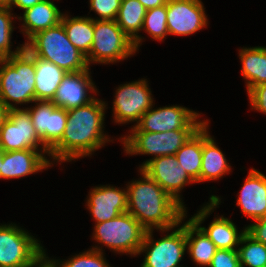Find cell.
Returning a JSON list of instances; mask_svg holds the SVG:
<instances>
[{
  "mask_svg": "<svg viewBox=\"0 0 266 267\" xmlns=\"http://www.w3.org/2000/svg\"><path fill=\"white\" fill-rule=\"evenodd\" d=\"M106 104L94 99L89 104L67 110V124L62 138L49 150L57 161H71L88 156L109 138L102 132Z\"/></svg>",
  "mask_w": 266,
  "mask_h": 267,
  "instance_id": "1",
  "label": "cell"
},
{
  "mask_svg": "<svg viewBox=\"0 0 266 267\" xmlns=\"http://www.w3.org/2000/svg\"><path fill=\"white\" fill-rule=\"evenodd\" d=\"M140 172L143 179L127 185V212L146 230L155 228L164 232L177 227L186 216L185 208L144 171Z\"/></svg>",
  "mask_w": 266,
  "mask_h": 267,
  "instance_id": "2",
  "label": "cell"
},
{
  "mask_svg": "<svg viewBox=\"0 0 266 267\" xmlns=\"http://www.w3.org/2000/svg\"><path fill=\"white\" fill-rule=\"evenodd\" d=\"M43 60L49 61L67 73H74L89 68L86 56L69 41L60 22L54 27L35 34Z\"/></svg>",
  "mask_w": 266,
  "mask_h": 267,
  "instance_id": "3",
  "label": "cell"
},
{
  "mask_svg": "<svg viewBox=\"0 0 266 267\" xmlns=\"http://www.w3.org/2000/svg\"><path fill=\"white\" fill-rule=\"evenodd\" d=\"M94 239L119 253L139 254L146 229L125 212L109 221L97 223Z\"/></svg>",
  "mask_w": 266,
  "mask_h": 267,
  "instance_id": "4",
  "label": "cell"
},
{
  "mask_svg": "<svg viewBox=\"0 0 266 267\" xmlns=\"http://www.w3.org/2000/svg\"><path fill=\"white\" fill-rule=\"evenodd\" d=\"M135 52L133 41L115 20L94 19V39L90 53L86 56L88 66L90 62L114 63Z\"/></svg>",
  "mask_w": 266,
  "mask_h": 267,
  "instance_id": "5",
  "label": "cell"
},
{
  "mask_svg": "<svg viewBox=\"0 0 266 267\" xmlns=\"http://www.w3.org/2000/svg\"><path fill=\"white\" fill-rule=\"evenodd\" d=\"M0 100L9 108L15 104L35 102V66L12 57L0 59Z\"/></svg>",
  "mask_w": 266,
  "mask_h": 267,
  "instance_id": "6",
  "label": "cell"
},
{
  "mask_svg": "<svg viewBox=\"0 0 266 267\" xmlns=\"http://www.w3.org/2000/svg\"><path fill=\"white\" fill-rule=\"evenodd\" d=\"M40 243L16 225L0 226V267H34L44 255Z\"/></svg>",
  "mask_w": 266,
  "mask_h": 267,
  "instance_id": "7",
  "label": "cell"
},
{
  "mask_svg": "<svg viewBox=\"0 0 266 267\" xmlns=\"http://www.w3.org/2000/svg\"><path fill=\"white\" fill-rule=\"evenodd\" d=\"M198 129H177L167 132L132 131L122 139L127 154L175 155Z\"/></svg>",
  "mask_w": 266,
  "mask_h": 267,
  "instance_id": "8",
  "label": "cell"
},
{
  "mask_svg": "<svg viewBox=\"0 0 266 267\" xmlns=\"http://www.w3.org/2000/svg\"><path fill=\"white\" fill-rule=\"evenodd\" d=\"M153 230H147L139 254L146 252L141 267H181L179 262L186 251L185 224L165 237L154 241Z\"/></svg>",
  "mask_w": 266,
  "mask_h": 267,
  "instance_id": "9",
  "label": "cell"
},
{
  "mask_svg": "<svg viewBox=\"0 0 266 267\" xmlns=\"http://www.w3.org/2000/svg\"><path fill=\"white\" fill-rule=\"evenodd\" d=\"M39 144L43 146L42 152L49 154L35 131L28 108L10 109L8 119L0 129V145L4 151L38 149Z\"/></svg>",
  "mask_w": 266,
  "mask_h": 267,
  "instance_id": "10",
  "label": "cell"
},
{
  "mask_svg": "<svg viewBox=\"0 0 266 267\" xmlns=\"http://www.w3.org/2000/svg\"><path fill=\"white\" fill-rule=\"evenodd\" d=\"M199 114L181 106H169L146 111L132 131L167 132L177 129H199L205 122Z\"/></svg>",
  "mask_w": 266,
  "mask_h": 267,
  "instance_id": "11",
  "label": "cell"
},
{
  "mask_svg": "<svg viewBox=\"0 0 266 267\" xmlns=\"http://www.w3.org/2000/svg\"><path fill=\"white\" fill-rule=\"evenodd\" d=\"M113 102L114 118L117 123L140 121L142 115L152 108L153 99L146 79L119 86Z\"/></svg>",
  "mask_w": 266,
  "mask_h": 267,
  "instance_id": "12",
  "label": "cell"
},
{
  "mask_svg": "<svg viewBox=\"0 0 266 267\" xmlns=\"http://www.w3.org/2000/svg\"><path fill=\"white\" fill-rule=\"evenodd\" d=\"M140 169L184 208L179 192L185 184L194 181L178 164L175 155L154 157L143 163Z\"/></svg>",
  "mask_w": 266,
  "mask_h": 267,
  "instance_id": "13",
  "label": "cell"
},
{
  "mask_svg": "<svg viewBox=\"0 0 266 267\" xmlns=\"http://www.w3.org/2000/svg\"><path fill=\"white\" fill-rule=\"evenodd\" d=\"M166 6L169 34L189 35L207 26L201 0H168Z\"/></svg>",
  "mask_w": 266,
  "mask_h": 267,
  "instance_id": "14",
  "label": "cell"
},
{
  "mask_svg": "<svg viewBox=\"0 0 266 267\" xmlns=\"http://www.w3.org/2000/svg\"><path fill=\"white\" fill-rule=\"evenodd\" d=\"M219 197L212 195L210 203L203 207L191 220L204 232V234L211 240L217 249H235L240 245L241 237L246 229L238 234L235 224L228 218L218 217L212 221L209 227H201L200 224L205 220L206 216L210 214L213 208L219 205ZM236 246V247H235Z\"/></svg>",
  "mask_w": 266,
  "mask_h": 267,
  "instance_id": "15",
  "label": "cell"
},
{
  "mask_svg": "<svg viewBox=\"0 0 266 267\" xmlns=\"http://www.w3.org/2000/svg\"><path fill=\"white\" fill-rule=\"evenodd\" d=\"M87 90L93 92L97 90L90 78L89 68L80 72L67 73L51 101L57 107L66 110L85 106L95 99L94 97H87Z\"/></svg>",
  "mask_w": 266,
  "mask_h": 267,
  "instance_id": "16",
  "label": "cell"
},
{
  "mask_svg": "<svg viewBox=\"0 0 266 267\" xmlns=\"http://www.w3.org/2000/svg\"><path fill=\"white\" fill-rule=\"evenodd\" d=\"M87 201L92 217L101 223L109 221L122 213L127 212V190H119L110 186L93 188Z\"/></svg>",
  "mask_w": 266,
  "mask_h": 267,
  "instance_id": "17",
  "label": "cell"
},
{
  "mask_svg": "<svg viewBox=\"0 0 266 267\" xmlns=\"http://www.w3.org/2000/svg\"><path fill=\"white\" fill-rule=\"evenodd\" d=\"M51 166L38 149L8 151L4 153L0 178L24 177Z\"/></svg>",
  "mask_w": 266,
  "mask_h": 267,
  "instance_id": "18",
  "label": "cell"
},
{
  "mask_svg": "<svg viewBox=\"0 0 266 267\" xmlns=\"http://www.w3.org/2000/svg\"><path fill=\"white\" fill-rule=\"evenodd\" d=\"M242 212L254 221L266 216V176L251 169L237 199Z\"/></svg>",
  "mask_w": 266,
  "mask_h": 267,
  "instance_id": "19",
  "label": "cell"
},
{
  "mask_svg": "<svg viewBox=\"0 0 266 267\" xmlns=\"http://www.w3.org/2000/svg\"><path fill=\"white\" fill-rule=\"evenodd\" d=\"M208 122L202 125V162L200 182L221 178L229 172L230 166L222 151L216 146L213 138L207 132Z\"/></svg>",
  "mask_w": 266,
  "mask_h": 267,
  "instance_id": "20",
  "label": "cell"
},
{
  "mask_svg": "<svg viewBox=\"0 0 266 267\" xmlns=\"http://www.w3.org/2000/svg\"><path fill=\"white\" fill-rule=\"evenodd\" d=\"M63 14L51 0H42L32 8L26 9L22 17L23 29L26 34L35 35L37 32L46 30L61 22Z\"/></svg>",
  "mask_w": 266,
  "mask_h": 267,
  "instance_id": "21",
  "label": "cell"
},
{
  "mask_svg": "<svg viewBox=\"0 0 266 267\" xmlns=\"http://www.w3.org/2000/svg\"><path fill=\"white\" fill-rule=\"evenodd\" d=\"M66 74L67 72L55 64L41 59L35 66V102L51 101Z\"/></svg>",
  "mask_w": 266,
  "mask_h": 267,
  "instance_id": "22",
  "label": "cell"
},
{
  "mask_svg": "<svg viewBox=\"0 0 266 267\" xmlns=\"http://www.w3.org/2000/svg\"><path fill=\"white\" fill-rule=\"evenodd\" d=\"M146 8L138 0H122L119 8L116 23L133 41L135 50L141 42L138 34L142 30Z\"/></svg>",
  "mask_w": 266,
  "mask_h": 267,
  "instance_id": "23",
  "label": "cell"
},
{
  "mask_svg": "<svg viewBox=\"0 0 266 267\" xmlns=\"http://www.w3.org/2000/svg\"><path fill=\"white\" fill-rule=\"evenodd\" d=\"M242 75L247 79V92L253 87L266 84V48H243L239 51Z\"/></svg>",
  "mask_w": 266,
  "mask_h": 267,
  "instance_id": "24",
  "label": "cell"
},
{
  "mask_svg": "<svg viewBox=\"0 0 266 267\" xmlns=\"http://www.w3.org/2000/svg\"><path fill=\"white\" fill-rule=\"evenodd\" d=\"M61 23L69 41L83 55L87 56L94 39V19L90 17H72L63 15Z\"/></svg>",
  "mask_w": 266,
  "mask_h": 267,
  "instance_id": "25",
  "label": "cell"
},
{
  "mask_svg": "<svg viewBox=\"0 0 266 267\" xmlns=\"http://www.w3.org/2000/svg\"><path fill=\"white\" fill-rule=\"evenodd\" d=\"M185 232L186 246H188L186 248L192 260L199 266H209L217 250L216 246L191 219L185 223Z\"/></svg>",
  "mask_w": 266,
  "mask_h": 267,
  "instance_id": "26",
  "label": "cell"
},
{
  "mask_svg": "<svg viewBox=\"0 0 266 267\" xmlns=\"http://www.w3.org/2000/svg\"><path fill=\"white\" fill-rule=\"evenodd\" d=\"M181 165L194 182H200L202 162V126L187 140L175 154Z\"/></svg>",
  "mask_w": 266,
  "mask_h": 267,
  "instance_id": "27",
  "label": "cell"
},
{
  "mask_svg": "<svg viewBox=\"0 0 266 267\" xmlns=\"http://www.w3.org/2000/svg\"><path fill=\"white\" fill-rule=\"evenodd\" d=\"M239 244H246L238 248L241 267H266V245L255 240L246 231Z\"/></svg>",
  "mask_w": 266,
  "mask_h": 267,
  "instance_id": "28",
  "label": "cell"
},
{
  "mask_svg": "<svg viewBox=\"0 0 266 267\" xmlns=\"http://www.w3.org/2000/svg\"><path fill=\"white\" fill-rule=\"evenodd\" d=\"M34 108H28L35 131L42 144L49 150V122L52 111L57 107L52 101L38 100Z\"/></svg>",
  "mask_w": 266,
  "mask_h": 267,
  "instance_id": "29",
  "label": "cell"
},
{
  "mask_svg": "<svg viewBox=\"0 0 266 267\" xmlns=\"http://www.w3.org/2000/svg\"><path fill=\"white\" fill-rule=\"evenodd\" d=\"M142 29L148 32L152 38L159 41L169 34L166 4L146 11Z\"/></svg>",
  "mask_w": 266,
  "mask_h": 267,
  "instance_id": "30",
  "label": "cell"
},
{
  "mask_svg": "<svg viewBox=\"0 0 266 267\" xmlns=\"http://www.w3.org/2000/svg\"><path fill=\"white\" fill-rule=\"evenodd\" d=\"M53 261L57 262V267H111L107 264L103 257V252L98 247H94L89 251L83 252L82 254L61 263L62 265L58 262V260Z\"/></svg>",
  "mask_w": 266,
  "mask_h": 267,
  "instance_id": "31",
  "label": "cell"
},
{
  "mask_svg": "<svg viewBox=\"0 0 266 267\" xmlns=\"http://www.w3.org/2000/svg\"><path fill=\"white\" fill-rule=\"evenodd\" d=\"M10 8H0V59L11 57L10 39L13 32Z\"/></svg>",
  "mask_w": 266,
  "mask_h": 267,
  "instance_id": "32",
  "label": "cell"
},
{
  "mask_svg": "<svg viewBox=\"0 0 266 267\" xmlns=\"http://www.w3.org/2000/svg\"><path fill=\"white\" fill-rule=\"evenodd\" d=\"M28 41L20 47H17L11 57L18 62L36 66L42 59L37 37L33 34H26Z\"/></svg>",
  "mask_w": 266,
  "mask_h": 267,
  "instance_id": "33",
  "label": "cell"
},
{
  "mask_svg": "<svg viewBox=\"0 0 266 267\" xmlns=\"http://www.w3.org/2000/svg\"><path fill=\"white\" fill-rule=\"evenodd\" d=\"M66 124L67 110L56 107L50 115L49 150L62 138Z\"/></svg>",
  "mask_w": 266,
  "mask_h": 267,
  "instance_id": "34",
  "label": "cell"
},
{
  "mask_svg": "<svg viewBox=\"0 0 266 267\" xmlns=\"http://www.w3.org/2000/svg\"><path fill=\"white\" fill-rule=\"evenodd\" d=\"M122 0H90V8L99 15L96 20H116Z\"/></svg>",
  "mask_w": 266,
  "mask_h": 267,
  "instance_id": "35",
  "label": "cell"
},
{
  "mask_svg": "<svg viewBox=\"0 0 266 267\" xmlns=\"http://www.w3.org/2000/svg\"><path fill=\"white\" fill-rule=\"evenodd\" d=\"M209 267H241L238 249H217Z\"/></svg>",
  "mask_w": 266,
  "mask_h": 267,
  "instance_id": "36",
  "label": "cell"
},
{
  "mask_svg": "<svg viewBox=\"0 0 266 267\" xmlns=\"http://www.w3.org/2000/svg\"><path fill=\"white\" fill-rule=\"evenodd\" d=\"M248 96L252 109L258 110L266 114V84L253 87Z\"/></svg>",
  "mask_w": 266,
  "mask_h": 267,
  "instance_id": "37",
  "label": "cell"
},
{
  "mask_svg": "<svg viewBox=\"0 0 266 267\" xmlns=\"http://www.w3.org/2000/svg\"><path fill=\"white\" fill-rule=\"evenodd\" d=\"M255 221L256 223L245 228L246 232L255 240L266 245V216Z\"/></svg>",
  "mask_w": 266,
  "mask_h": 267,
  "instance_id": "38",
  "label": "cell"
},
{
  "mask_svg": "<svg viewBox=\"0 0 266 267\" xmlns=\"http://www.w3.org/2000/svg\"><path fill=\"white\" fill-rule=\"evenodd\" d=\"M41 1L42 0H12L10 9L13 5H15L25 11L26 9L32 8L34 5Z\"/></svg>",
  "mask_w": 266,
  "mask_h": 267,
  "instance_id": "39",
  "label": "cell"
},
{
  "mask_svg": "<svg viewBox=\"0 0 266 267\" xmlns=\"http://www.w3.org/2000/svg\"><path fill=\"white\" fill-rule=\"evenodd\" d=\"M146 10L167 4L168 0H138Z\"/></svg>",
  "mask_w": 266,
  "mask_h": 267,
  "instance_id": "40",
  "label": "cell"
},
{
  "mask_svg": "<svg viewBox=\"0 0 266 267\" xmlns=\"http://www.w3.org/2000/svg\"><path fill=\"white\" fill-rule=\"evenodd\" d=\"M46 255H42L35 263L36 267H57L56 262L53 260H48Z\"/></svg>",
  "mask_w": 266,
  "mask_h": 267,
  "instance_id": "41",
  "label": "cell"
},
{
  "mask_svg": "<svg viewBox=\"0 0 266 267\" xmlns=\"http://www.w3.org/2000/svg\"><path fill=\"white\" fill-rule=\"evenodd\" d=\"M10 109L0 100V129L8 119Z\"/></svg>",
  "mask_w": 266,
  "mask_h": 267,
  "instance_id": "42",
  "label": "cell"
},
{
  "mask_svg": "<svg viewBox=\"0 0 266 267\" xmlns=\"http://www.w3.org/2000/svg\"><path fill=\"white\" fill-rule=\"evenodd\" d=\"M12 0H0V8H10Z\"/></svg>",
  "mask_w": 266,
  "mask_h": 267,
  "instance_id": "43",
  "label": "cell"
},
{
  "mask_svg": "<svg viewBox=\"0 0 266 267\" xmlns=\"http://www.w3.org/2000/svg\"><path fill=\"white\" fill-rule=\"evenodd\" d=\"M4 153H5V151L2 148V146L0 145V169H2V161H3Z\"/></svg>",
  "mask_w": 266,
  "mask_h": 267,
  "instance_id": "44",
  "label": "cell"
}]
</instances>
